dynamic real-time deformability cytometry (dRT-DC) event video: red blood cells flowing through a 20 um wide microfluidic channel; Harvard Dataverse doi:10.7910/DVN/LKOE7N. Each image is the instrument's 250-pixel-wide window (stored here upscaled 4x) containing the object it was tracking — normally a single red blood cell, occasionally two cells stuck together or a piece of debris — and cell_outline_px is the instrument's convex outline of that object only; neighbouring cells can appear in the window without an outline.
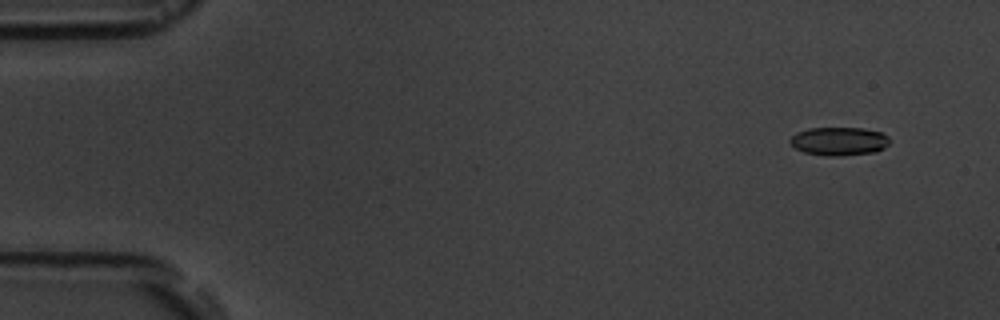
{"species": "common noctule bat (a hibernating species)", "species_latin": "Nyctalus noctula", "temperature_condition": "room temperature", "stored_images_in_passage": 7, "camera_frame_rate_fps": 3000, "um_per_image_px": 0.085, "animal": {"sex": "male", "body_mass_g": 19.5, "forearm_length_mm": 54.6}, "frame": {"image": 1, "passage_image": 2, "time_ms": 1.333, "image_size_px": [1000, 320], "cell_outline_px": [[892, 140], [884, 148], [876, 152], [836, 156], [824, 156], [804, 152], [788, 144], [788, 140], [796, 132], [808, 128], [864, 128], [880, 132], [888, 136]], "centroid_in_image_um": [71.3, 12.0], "position_along_channel_um": 13.7, "area_um2": 16.7}}
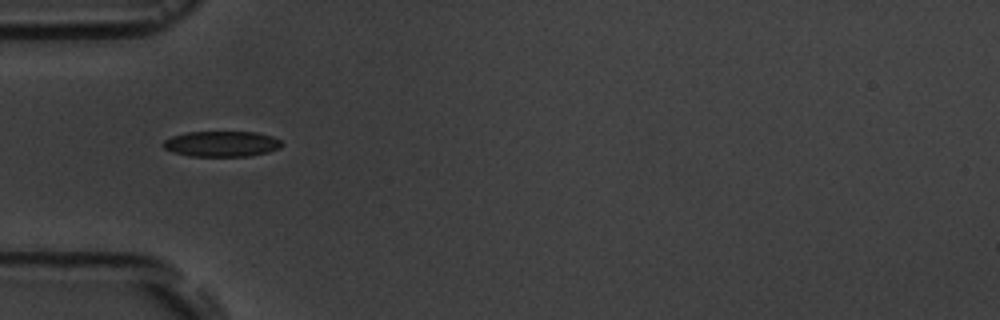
{"frame": {"image": 2, "passage_image": 6, "time_ms": 6.0, "image_size_px": [1000, 320], "cell_outline_px": [[284, 144], [280, 148], [268, 152], [248, 156], [188, 156], [172, 152], [164, 148], [160, 144], [164, 140], [172, 136], [188, 132], [256, 132], [272, 136], [280, 140]], "centroid_in_image_um": [18.82, 12.23], "position_along_channel_um": 66.2, "area_um2": 17.8}}
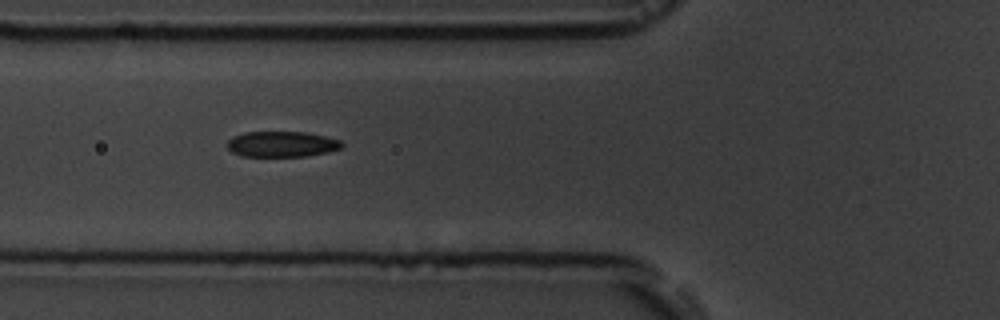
{"frame": {"image": 3, "passage_image": 7, "time_ms": 7.0, "image_size_px": [1000, 320], "cell_outline_px": [[344, 144], [340, 148], [328, 152], [308, 156], [240, 156], [232, 152], [224, 144], [232, 136], [244, 132], [308, 132], [340, 140]], "centroid_in_image_um": [23.91, 12.25], "position_along_channel_um": 101.9, "area_um2": 17.28}}